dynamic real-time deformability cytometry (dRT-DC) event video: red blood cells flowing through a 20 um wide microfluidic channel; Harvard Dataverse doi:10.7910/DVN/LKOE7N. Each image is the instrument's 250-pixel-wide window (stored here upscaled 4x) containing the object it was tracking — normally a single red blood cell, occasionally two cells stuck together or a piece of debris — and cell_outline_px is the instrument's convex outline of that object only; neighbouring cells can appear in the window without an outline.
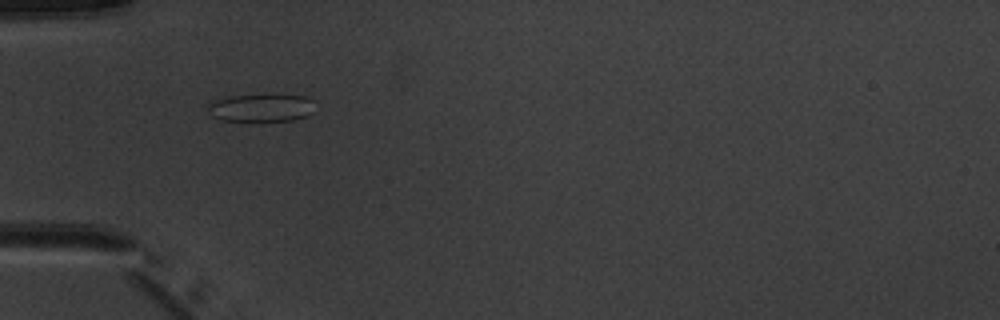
{"species": "common noctule bat (a hibernating species)", "species_latin": "Nyctalus noctula", "temperature_condition": "warm", "stored_images_in_passage": 6, "camera_frame_rate_fps": 3000, "um_per_image_px": 0.085, "animal": {"sex": "male", "body_mass_g": 20.1, "forearm_length_mm": 53.5}, "frame": {"image": 1, "passage_image": 6, "time_ms": 6.0, "image_size_px": [1000, 320], "cell_outline_px": [[312, 112], [308, 116], [292, 120], [220, 120], [212, 116], [204, 104], [216, 100], [232, 96], [308, 96], [312, 100]], "centroid_in_image_um": [22.16, 9.17], "position_along_channel_um": 62.8, "area_um2": 16.82}}